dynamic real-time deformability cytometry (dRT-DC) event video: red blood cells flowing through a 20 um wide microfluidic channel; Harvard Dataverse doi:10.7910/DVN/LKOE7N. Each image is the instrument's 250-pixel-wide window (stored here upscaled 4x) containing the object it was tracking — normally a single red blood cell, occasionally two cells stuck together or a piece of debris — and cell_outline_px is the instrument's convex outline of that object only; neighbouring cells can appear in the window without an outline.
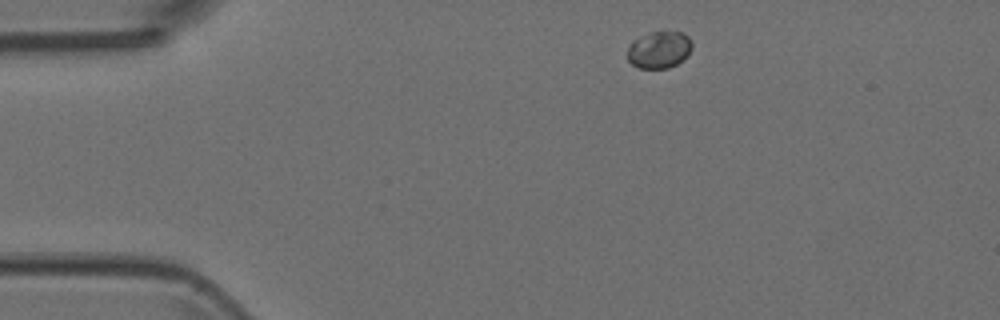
{"species": "Egyptian fruit bat (a non-hibernating species)", "species_latin": "Rousettus aegyptiacus", "temperature_condition": "room temperature", "stored_images_in_passage": 3, "camera_frame_rate_fps": 3000, "um_per_image_px": 0.085, "animal": {"sex": "female"}, "frame": {"image": 1, "passage_image": 1, "time_ms": 0.0, "image_size_px": [1000, 320], "cell_outline_px": [[692, 48], [676, 64], [668, 68], [640, 68], [632, 64], [628, 60], [628, 44], [632, 40], [640, 36], [652, 32], [680, 32], [688, 36], [692, 44]], "centroid_in_image_um": [55.98, 4.22], "position_along_channel_um": 29.0, "area_um2": 13.7}}